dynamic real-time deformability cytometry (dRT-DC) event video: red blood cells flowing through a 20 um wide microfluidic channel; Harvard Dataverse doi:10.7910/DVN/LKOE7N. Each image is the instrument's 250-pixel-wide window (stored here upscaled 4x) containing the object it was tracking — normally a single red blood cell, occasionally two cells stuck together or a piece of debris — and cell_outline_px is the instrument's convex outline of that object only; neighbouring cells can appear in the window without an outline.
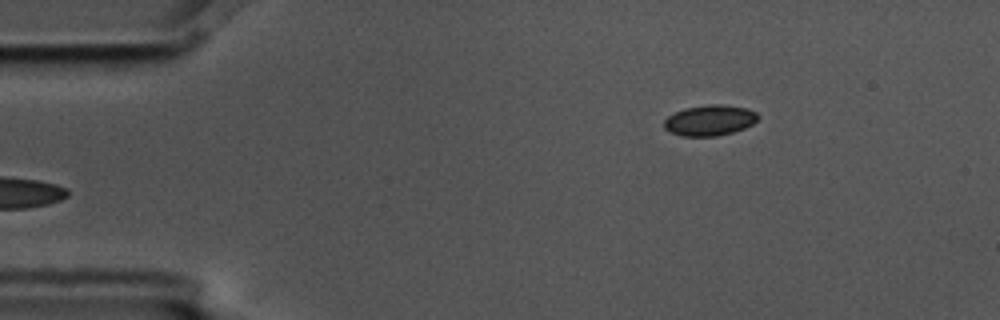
{"species": "common noctule bat (a hibernating species)", "species_latin": "Nyctalus noctula", "temperature_condition": "cold", "stored_images_in_passage": 3, "segment_of_instrument_passage": [2, 2], "camera_frame_rate_fps": 3000, "um_per_image_px": 0.085, "animal": {"sex": "male", "body_mass_g": 17.5, "forearm_length_mm": 52.3}, "frame": {"image": 1, "passage_image": 3, "time_ms": 0.667, "image_size_px": [1000, 320], "cell_outline_px": [[760, 116], [752, 124], [744, 128], [732, 132], [716, 136], [680, 136], [664, 128], [664, 120], [668, 116], [684, 108], [708, 104], [724, 104], [748, 108], [756, 112]], "centroid_in_image_um": [60.34, 10.21], "position_along_channel_um": 24.7, "area_um2": 16.82}}